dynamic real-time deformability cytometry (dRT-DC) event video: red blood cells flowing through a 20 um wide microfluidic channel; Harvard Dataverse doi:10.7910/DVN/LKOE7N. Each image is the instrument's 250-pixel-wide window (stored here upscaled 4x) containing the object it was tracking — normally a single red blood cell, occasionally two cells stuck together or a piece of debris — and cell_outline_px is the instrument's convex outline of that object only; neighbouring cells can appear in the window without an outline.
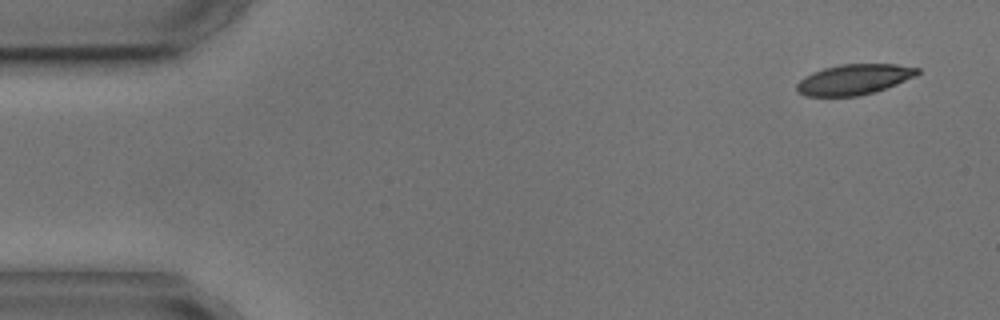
{"species": "common noctule bat (a hibernating species)", "species_latin": "Nyctalus noctula", "temperature_condition": "cold", "stored_images_in_passage": 4, "camera_frame_rate_fps": 3000, "um_per_image_px": 0.085, "animal": {"sex": "male", "body_mass_g": 17.9, "forearm_length_mm": 54.2}, "frame": {"image": 1, "passage_image": 1, "time_ms": 0.0, "image_size_px": [1000, 320], "cell_outline_px": [[920, 72], [916, 76], [876, 92], [856, 96], [804, 96], [796, 92], [796, 84], [804, 76], [812, 72], [824, 68], [840, 64], [896, 64], [920, 68]], "centroid_in_image_um": [72.58, 6.75], "position_along_channel_um": 12.4, "area_um2": 21.56}}
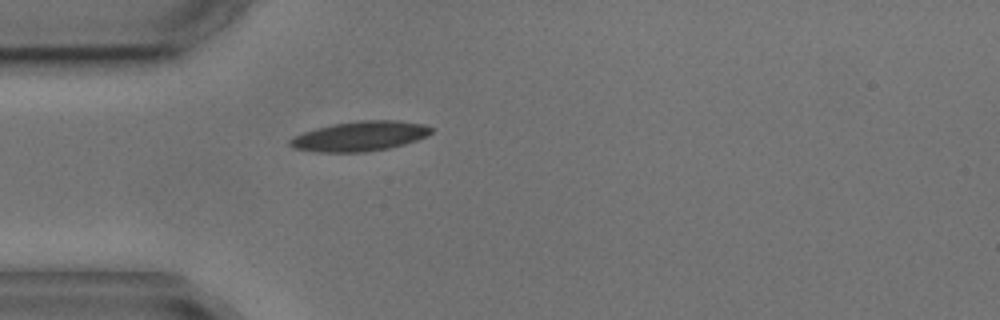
{"frame": {"image": 2, "passage_image": 4, "time_ms": 4.0, "image_size_px": [1000, 320], "cell_outline_px": [[432, 132], [428, 136], [404, 144], [388, 148], [364, 152], [316, 152], [292, 148], [288, 144], [288, 140], [304, 132], [316, 128], [332, 124], [360, 120], [400, 120], [424, 124], [432, 128]], "centroid_in_image_um": [30.59, 11.57], "position_along_channel_um": 54.4, "area_um2": 24.62}}